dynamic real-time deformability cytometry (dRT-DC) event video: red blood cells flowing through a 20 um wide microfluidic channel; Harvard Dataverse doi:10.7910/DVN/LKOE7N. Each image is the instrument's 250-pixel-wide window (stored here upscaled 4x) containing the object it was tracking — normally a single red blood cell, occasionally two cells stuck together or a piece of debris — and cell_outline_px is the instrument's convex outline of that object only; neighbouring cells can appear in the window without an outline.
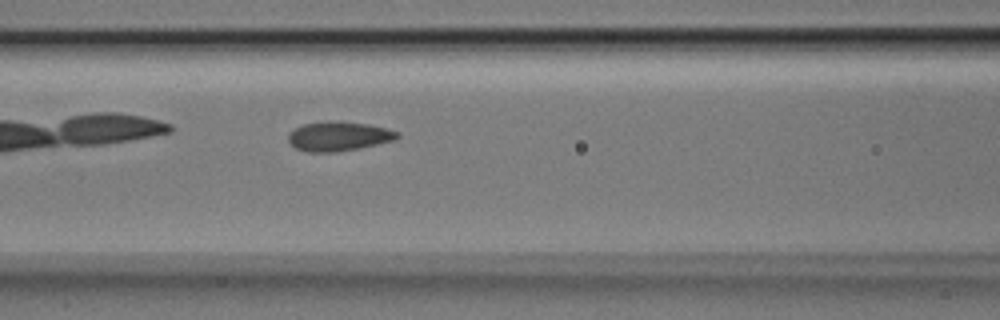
{"species": "Egyptian fruit bat (a non-hibernating species)", "species_latin": "Rousettus aegyptiacus", "temperature_condition": "room temperature", "stored_images_in_passage": 5, "camera_frame_rate_fps": 3000, "um_per_image_px": 0.085, "animal": {"sex": "male"}, "frame": {"image": 1, "passage_image": 5, "time_ms": 1.333, "image_size_px": [1000, 320], "cell_outline_px": [[400, 136], [396, 140], [360, 148], [336, 152], [308, 152], [296, 148], [288, 140], [288, 132], [304, 124], [328, 120], [340, 120], [368, 124], [388, 128], [400, 132]], "centroid_in_image_um": [28.82, 11.57], "position_along_channel_um": 137.8, "area_um2": 19.02}}